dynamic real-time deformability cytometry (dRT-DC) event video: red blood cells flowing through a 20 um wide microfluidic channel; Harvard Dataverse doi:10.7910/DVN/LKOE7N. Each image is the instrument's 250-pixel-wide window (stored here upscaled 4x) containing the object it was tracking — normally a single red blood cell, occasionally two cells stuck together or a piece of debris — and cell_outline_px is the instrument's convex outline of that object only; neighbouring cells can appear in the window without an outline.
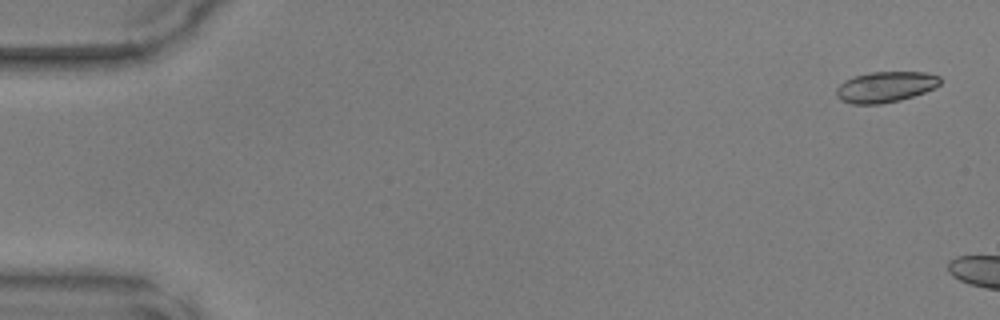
{"species": "common noctule bat (a hibernating species)", "species_latin": "Nyctalus noctula", "temperature_condition": "warm", "stored_images_in_passage": 5, "camera_frame_rate_fps": 3000, "um_per_image_px": 0.085, "animal": {"sex": "male", "body_mass_g": 17.9, "forearm_length_mm": 54.2}, "frame": {"image": 1, "passage_image": 2, "time_ms": 0.333, "image_size_px": [1000, 320], "cell_outline_px": [[940, 84], [936, 88], [900, 100], [880, 104], [852, 104], [840, 100], [836, 96], [836, 88], [844, 80], [852, 76], [872, 72], [924, 72], [940, 76]], "centroid_in_image_um": [75.24, 7.39], "position_along_channel_um": 9.8, "area_um2": 18.73}}